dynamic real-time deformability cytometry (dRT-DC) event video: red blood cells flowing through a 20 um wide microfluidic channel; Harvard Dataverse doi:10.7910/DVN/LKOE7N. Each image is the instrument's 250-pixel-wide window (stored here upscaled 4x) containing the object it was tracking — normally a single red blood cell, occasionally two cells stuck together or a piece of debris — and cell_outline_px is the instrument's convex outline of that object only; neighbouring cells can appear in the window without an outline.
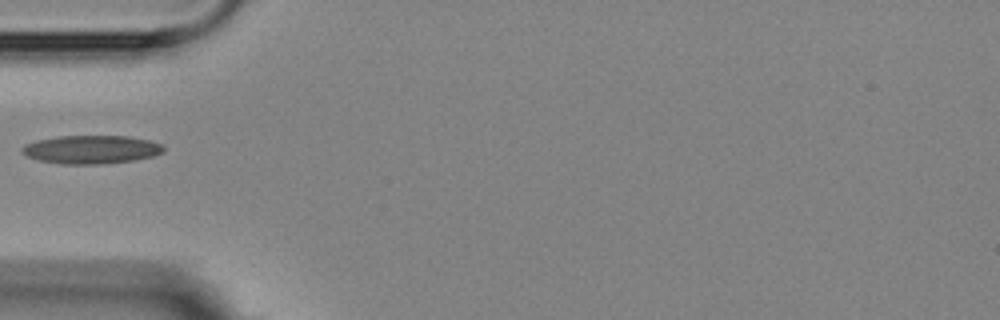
{"species": "Egyptian fruit bat (a non-hibernating species)", "species_latin": "Rousettus aegyptiacus", "temperature_condition": "room temperature", "stored_images_in_passage": 5, "camera_frame_rate_fps": 3000, "um_per_image_px": 0.085, "animal": {"sex": "female"}, "frame": {"image": 1, "passage_image": 1, "time_ms": 0.0, "image_size_px": [1000, 320], "cell_outline_px": [[164, 152], [152, 156], [132, 160], [100, 164], [64, 164], [40, 160], [28, 156], [20, 152], [20, 148], [24, 144], [36, 140], [60, 136], [128, 136], [148, 140], [164, 144]], "centroid_in_image_um": [7.75, 12.7], "position_along_channel_um": 77.3, "area_um2": 23.35}}
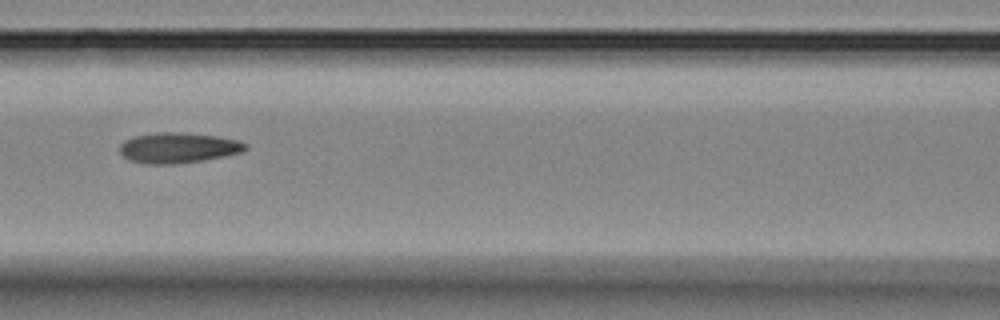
{"frame": {"image": 2, "passage_image": 3, "time_ms": 2.0, "image_size_px": [1000, 320], "cell_outline_px": [[248, 148], [240, 152], [200, 160], [176, 164], [148, 164], [128, 160], [120, 152], [120, 144], [124, 140], [132, 136], [156, 132], [176, 132], [216, 136], [240, 140], [248, 144]], "centroid_in_image_um": [15.1, 12.55], "position_along_channel_um": 151.5, "area_um2": 22.2}}
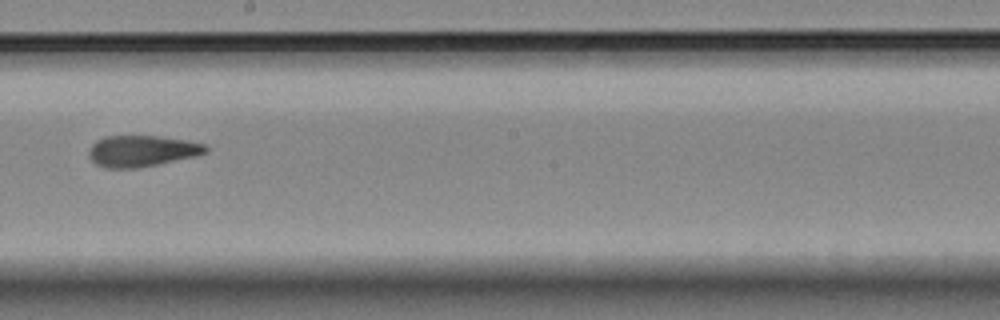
{"frame": {"image": 3, "passage_image": 5, "time_ms": 4.333, "image_size_px": [1000, 320], "cell_outline_px": [[208, 152], [192, 156], [140, 168], [104, 168], [96, 164], [88, 156], [88, 148], [96, 140], [104, 136], [160, 136], [184, 140], [204, 144], [208, 148]], "centroid_in_image_um": [11.99, 12.83], "position_along_channel_um": 236.2, "area_um2": 21.21}}